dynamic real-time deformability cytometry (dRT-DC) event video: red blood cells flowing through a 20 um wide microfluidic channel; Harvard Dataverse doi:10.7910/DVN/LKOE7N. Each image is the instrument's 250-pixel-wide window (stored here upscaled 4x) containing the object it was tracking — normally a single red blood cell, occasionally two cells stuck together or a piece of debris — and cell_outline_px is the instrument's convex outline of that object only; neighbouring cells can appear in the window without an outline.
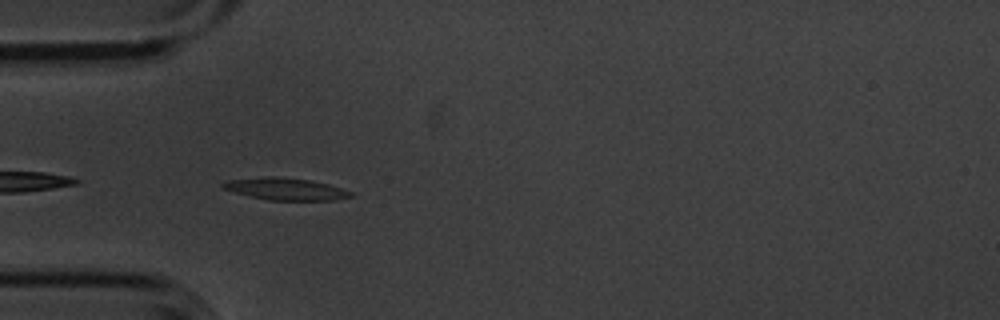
{"species": "common noctule bat (a hibernating species)", "species_latin": "Nyctalus noctula", "temperature_condition": "cold", "stored_images_in_passage": 5, "camera_frame_rate_fps": 3000, "um_per_image_px": 0.085, "animal": {"sex": "male", "body_mass_g": 20.1, "forearm_length_mm": 53.5}, "frame": {"image": 1, "passage_image": 5, "time_ms": 1.333, "image_size_px": [1000, 320], "cell_outline_px": [[352, 196], [332, 200], [268, 200], [236, 192], [224, 188], [220, 184], [224, 180], [268, 176], [272, 176], [312, 180], [328, 184], [352, 192]], "centroid_in_image_um": [24.25, 16.05], "position_along_channel_um": 60.7, "area_um2": 16.24}}